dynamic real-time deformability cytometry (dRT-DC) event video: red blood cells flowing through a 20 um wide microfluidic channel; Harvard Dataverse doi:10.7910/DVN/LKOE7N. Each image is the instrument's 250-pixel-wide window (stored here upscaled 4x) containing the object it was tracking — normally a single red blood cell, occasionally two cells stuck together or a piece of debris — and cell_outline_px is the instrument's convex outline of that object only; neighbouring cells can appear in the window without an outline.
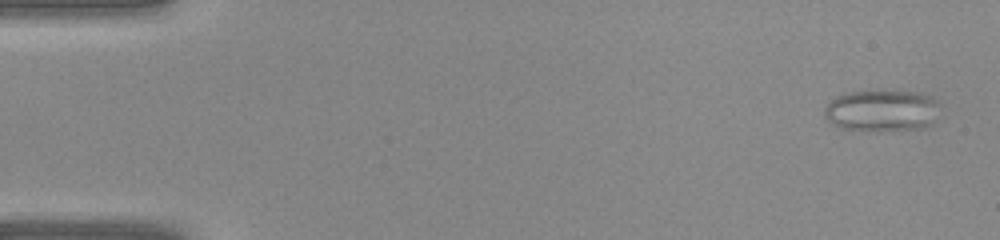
{"species": "common noctule bat (a hibernating species)", "species_latin": "Nyctalus noctula", "temperature_condition": "warm", "stored_images_in_passage": 40, "camera_frame_rate_fps": 3000, "um_per_image_px": 0.085, "animal": {"sex": "female", "body_mass_g": 22.0, "forearm_length_mm": 56.7}, "frame": {"image": 1, "passage_image": 1, "time_ms": 0.0, "image_size_px": [1000, 240], "cell_outline_px": [[940, 104], [932, 124], [924, 128], [892, 132], [868, 132], [840, 128], [828, 120], [824, 116], [824, 108], [836, 96], [844, 92], [920, 92], [932, 96]], "centroid_in_image_um": [74.97, 9.45], "position_along_channel_um": 10.0, "area_um2": 28.55}}
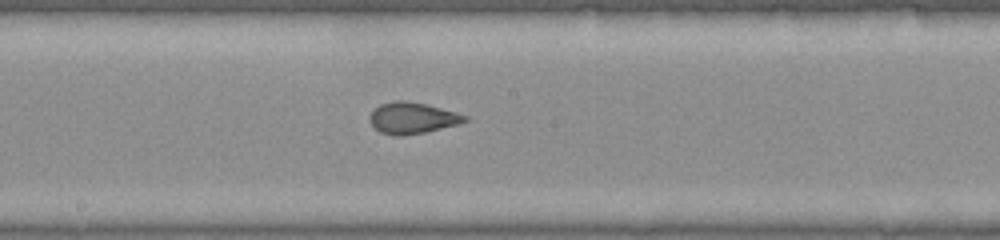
{"frame": {"image": 2, "passage_image": 21, "time_ms": 6.667, "image_size_px": [1000, 240], "cell_outline_px": [[468, 120], [456, 124], [424, 132], [400, 136], [392, 136], [380, 132], [368, 120], [368, 116], [380, 104], [396, 100], [404, 100], [424, 104], [456, 112], [468, 116]], "centroid_in_image_um": [35.0, 10.03], "position_along_channel_um": 213.2, "area_um2": 17.11}}
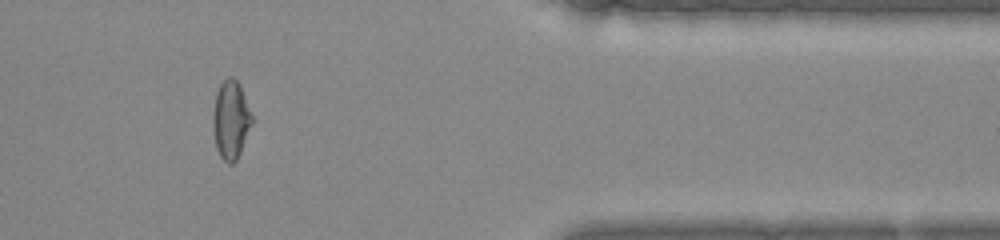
{"frame": {"image": 3, "passage_image": 33, "time_ms": 10.667, "image_size_px": [1000, 240], "cell_outline_px": [[252, 124], [240, 152], [236, 160], [232, 164], [228, 164], [220, 156], [216, 148], [212, 124], [212, 116], [216, 92], [220, 84], [228, 76], [232, 76], [240, 84], [252, 116]], "centroid_in_image_um": [19.6, 10.17], "position_along_channel_um": 391.8, "area_um2": 17.8}}